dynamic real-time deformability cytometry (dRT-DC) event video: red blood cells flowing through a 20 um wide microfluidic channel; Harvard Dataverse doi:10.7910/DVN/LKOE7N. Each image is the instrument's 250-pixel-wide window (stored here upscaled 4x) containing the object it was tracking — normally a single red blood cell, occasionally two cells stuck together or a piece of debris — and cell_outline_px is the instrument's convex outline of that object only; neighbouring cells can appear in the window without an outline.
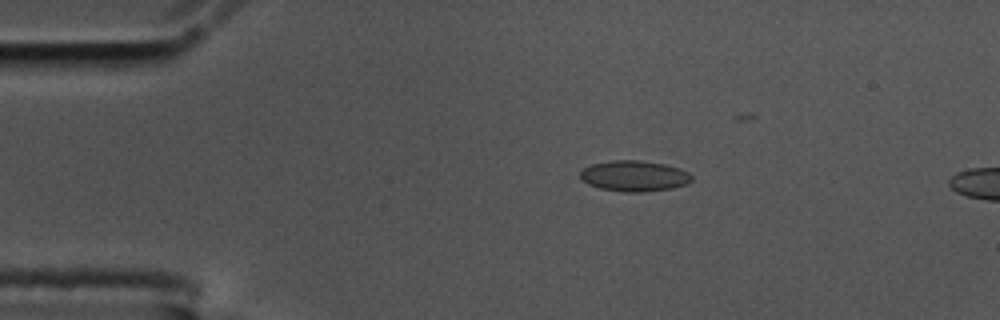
{"species": "common noctule bat (a hibernating species)", "species_latin": "Nyctalus noctula", "temperature_condition": "cold", "stored_images_in_passage": 6, "camera_frame_rate_fps": 3000, "um_per_image_px": 0.085, "animal": {"sex": "male", "body_mass_g": 17.5, "forearm_length_mm": 52.3}, "frame": {"image": 1, "passage_image": 2, "time_ms": 0.333, "image_size_px": [1000, 320], "cell_outline_px": [[692, 180], [688, 184], [672, 188], [644, 192], [624, 192], [600, 188], [588, 184], [580, 180], [580, 172], [584, 168], [592, 164], [612, 160], [640, 160], [664, 164], [680, 168], [688, 172], [692, 176]], "centroid_in_image_um": [53.91, 14.96], "position_along_channel_um": 31.1, "area_um2": 20.11}}